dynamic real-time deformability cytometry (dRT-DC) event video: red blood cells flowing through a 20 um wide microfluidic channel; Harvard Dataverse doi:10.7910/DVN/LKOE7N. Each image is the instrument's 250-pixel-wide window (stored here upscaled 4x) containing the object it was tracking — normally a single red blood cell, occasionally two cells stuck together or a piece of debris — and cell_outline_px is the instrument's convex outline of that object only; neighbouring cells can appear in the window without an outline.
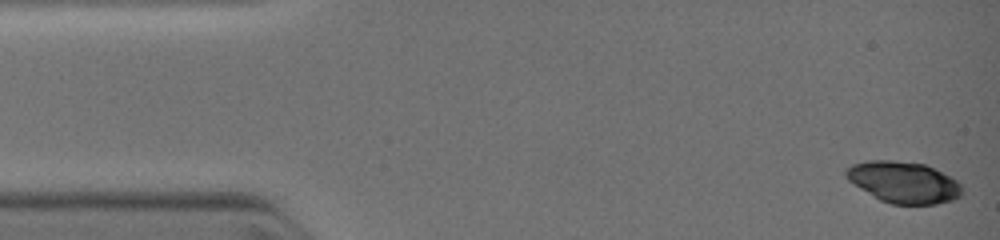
{"species": "common noctule bat (a hibernating species)", "species_latin": "Nyctalus noctula", "temperature_condition": "warm", "stored_images_in_passage": 16, "camera_frame_rate_fps": 3000, "um_per_image_px": 0.085, "animal": {"sex": "female", "body_mass_g": 19.0, "forearm_length_mm": 51.5}, "frame": {"image": 1, "passage_image": 1, "time_ms": 0.0, "image_size_px": [1000, 240], "cell_outline_px": [[960, 196], [952, 200], [936, 204], [892, 204], [880, 200], [860, 188], [848, 180], [848, 168], [856, 164], [872, 160], [888, 160], [924, 164], [956, 180], [960, 184]], "centroid_in_image_um": [76.82, 15.51], "position_along_channel_um": 8.2, "area_um2": 27.17}}
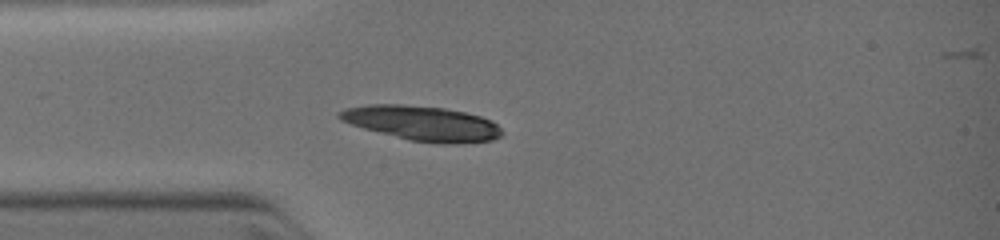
{"frame": {"image": 2, "passage_image": 11, "time_ms": 3.0, "image_size_px": [1000, 240], "cell_outline_px": [[500, 136], [492, 140], [444, 144], [440, 144], [408, 140], [364, 128], [340, 120], [336, 116], [344, 108], [368, 104], [400, 104], [444, 108], [464, 112], [480, 116], [496, 124], [500, 128]], "centroid_in_image_um": [35.83, 10.47], "position_along_channel_um": 49.2, "area_um2": 32.54}}